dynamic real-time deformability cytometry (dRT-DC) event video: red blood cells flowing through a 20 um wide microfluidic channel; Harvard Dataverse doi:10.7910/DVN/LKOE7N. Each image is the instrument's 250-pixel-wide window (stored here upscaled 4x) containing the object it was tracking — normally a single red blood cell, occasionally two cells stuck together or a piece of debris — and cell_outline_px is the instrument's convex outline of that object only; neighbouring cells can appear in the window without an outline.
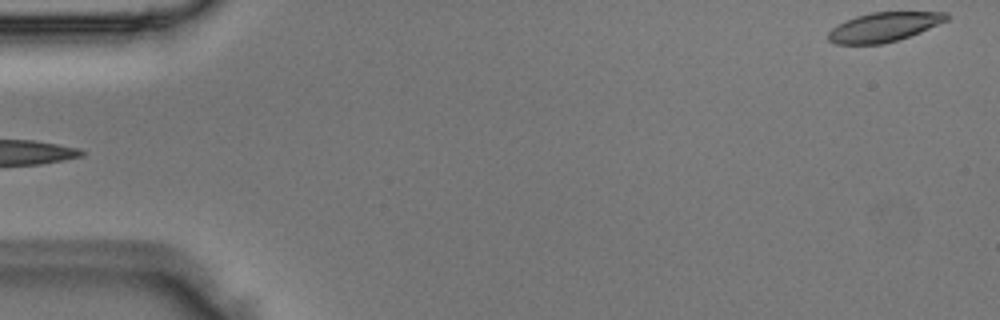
{"species": "Egyptian fruit bat (a non-hibernating species)", "species_latin": "Rousettus aegyptiacus", "temperature_condition": "room temperature", "stored_images_in_passage": 3, "segment_of_instrument_passage": [2, 2], "camera_frame_rate_fps": 3000, "um_per_image_px": 0.085, "animal": {"sex": "male"}, "frame": {"image": 1, "passage_image": 3, "time_ms": 0.667, "image_size_px": [1000, 320], "cell_outline_px": [[948, 20], [920, 32], [884, 44], [836, 44], [828, 40], [828, 32], [832, 28], [844, 20], [856, 16], [872, 12], [948, 12]], "centroid_in_image_um": [75.11, 2.29], "position_along_channel_um": 9.9, "area_um2": 20.11}}